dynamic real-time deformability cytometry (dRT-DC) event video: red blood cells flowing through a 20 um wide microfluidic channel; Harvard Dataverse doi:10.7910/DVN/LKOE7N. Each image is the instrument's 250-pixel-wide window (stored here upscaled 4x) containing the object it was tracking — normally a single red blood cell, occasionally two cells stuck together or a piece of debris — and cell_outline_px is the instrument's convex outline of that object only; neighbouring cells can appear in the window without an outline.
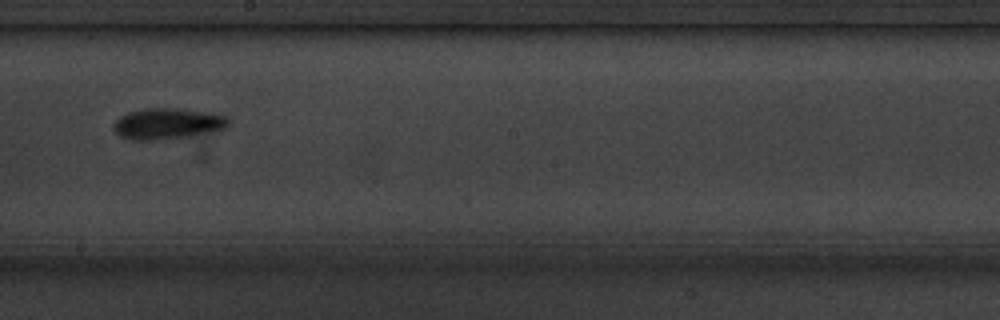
{"species": "common noctule bat (a hibernating species)", "species_latin": "Nyctalus noctula", "temperature_condition": "cold", "stored_images_in_passage": 9, "camera_frame_rate_fps": 3000, "um_per_image_px": 0.085, "animal": {"sex": "male", "body_mass_g": 20.1, "forearm_length_mm": 53.5}, "frame": {"image": 1, "passage_image": 7, "time_ms": 7.0, "image_size_px": [1000, 320], "cell_outline_px": [[228, 128], [188, 136], [148, 140], [136, 140], [120, 136], [112, 128], [116, 120], [120, 116], [128, 112], [144, 108], [176, 108], [212, 112], [228, 116]], "centroid_in_image_um": [14.25, 10.49], "position_along_channel_um": 233.9, "area_um2": 20.69}}